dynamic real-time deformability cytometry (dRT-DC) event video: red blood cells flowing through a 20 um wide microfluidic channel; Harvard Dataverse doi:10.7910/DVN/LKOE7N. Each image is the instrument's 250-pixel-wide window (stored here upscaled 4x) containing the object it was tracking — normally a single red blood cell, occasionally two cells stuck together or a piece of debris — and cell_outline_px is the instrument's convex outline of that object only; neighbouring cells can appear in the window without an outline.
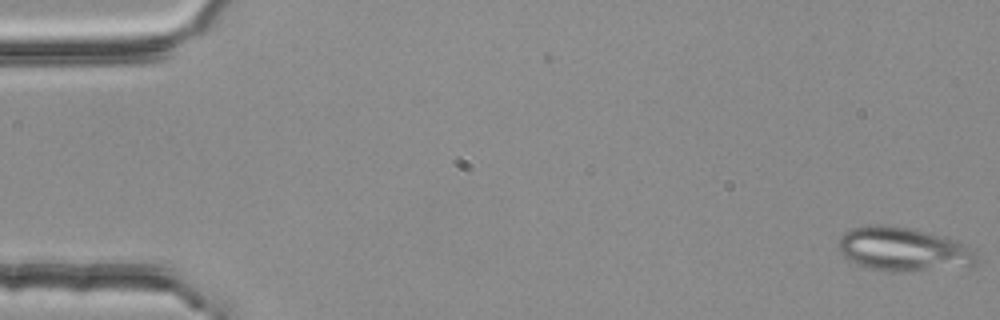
{"species": "common noctule bat (a hibernating species)", "species_latin": "Nyctalus noctula", "temperature_condition": "room temperature", "stored_images_in_passage": 2, "camera_frame_rate_fps": 3000, "um_per_image_px": 0.085, "animal": {"sex": "female", "body_mass_g": 25.1}, "frame": {"image": 1, "passage_image": 2, "time_ms": 0.333, "image_size_px": [1000, 320], "cell_outline_px": [[980, 260], [976, 264], [968, 268], [900, 272], [888, 272], [868, 268], [848, 260], [836, 248], [840, 236], [844, 232], [852, 228], [876, 224], [884, 224], [908, 228], [928, 232], [968, 244], [976, 252]], "centroid_in_image_um": [76.84, 21.22], "position_along_channel_um": 8.2, "area_um2": 36.24}}